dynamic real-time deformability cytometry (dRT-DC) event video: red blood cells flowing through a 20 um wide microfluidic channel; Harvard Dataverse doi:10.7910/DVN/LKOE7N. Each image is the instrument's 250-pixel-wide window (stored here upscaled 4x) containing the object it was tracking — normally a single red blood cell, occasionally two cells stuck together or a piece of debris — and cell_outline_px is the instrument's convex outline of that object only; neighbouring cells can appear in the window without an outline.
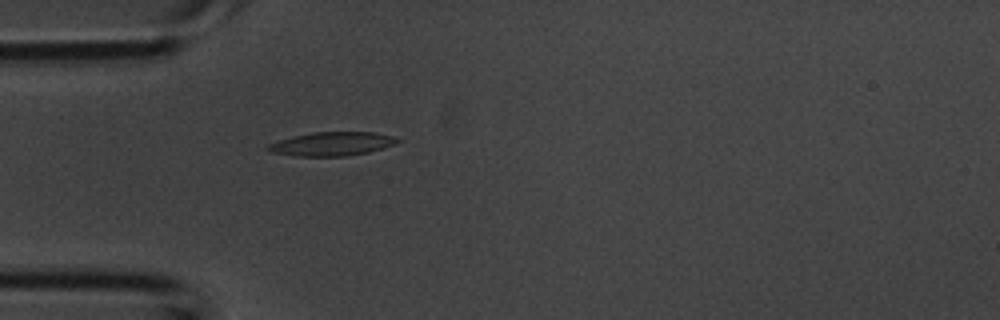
{"species": "common noctule bat (a hibernating species)", "species_latin": "Nyctalus noctula", "temperature_condition": "room temperature", "stored_images_in_passage": 5, "camera_frame_rate_fps": 3000, "um_per_image_px": 0.085, "animal": {"sex": "male", "body_mass_g": 20.1, "forearm_length_mm": 53.5}, "frame": {"image": 1, "passage_image": 5, "time_ms": 1.333, "image_size_px": [1000, 320], "cell_outline_px": [[400, 140], [392, 144], [368, 152], [348, 156], [296, 156], [272, 152], [264, 148], [268, 144], [276, 140], [292, 136], [312, 132], [372, 132], [392, 136]], "centroid_in_image_um": [28.11, 12.23], "position_along_channel_um": 56.9, "area_um2": 17.8}}